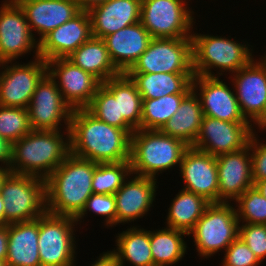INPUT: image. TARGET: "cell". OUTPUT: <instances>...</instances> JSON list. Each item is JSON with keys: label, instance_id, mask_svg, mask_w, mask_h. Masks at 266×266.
Wrapping results in <instances>:
<instances>
[{"label": "cell", "instance_id": "603a6c76", "mask_svg": "<svg viewBox=\"0 0 266 266\" xmlns=\"http://www.w3.org/2000/svg\"><path fill=\"white\" fill-rule=\"evenodd\" d=\"M141 0H108L91 8L92 36L104 39L140 21Z\"/></svg>", "mask_w": 266, "mask_h": 266}, {"label": "cell", "instance_id": "ee69618b", "mask_svg": "<svg viewBox=\"0 0 266 266\" xmlns=\"http://www.w3.org/2000/svg\"><path fill=\"white\" fill-rule=\"evenodd\" d=\"M8 251V225L0 226V260H6Z\"/></svg>", "mask_w": 266, "mask_h": 266}, {"label": "cell", "instance_id": "4dcf8cb0", "mask_svg": "<svg viewBox=\"0 0 266 266\" xmlns=\"http://www.w3.org/2000/svg\"><path fill=\"white\" fill-rule=\"evenodd\" d=\"M188 233L169 227L150 231L153 266H175L187 254Z\"/></svg>", "mask_w": 266, "mask_h": 266}, {"label": "cell", "instance_id": "e0dca14e", "mask_svg": "<svg viewBox=\"0 0 266 266\" xmlns=\"http://www.w3.org/2000/svg\"><path fill=\"white\" fill-rule=\"evenodd\" d=\"M224 80L201 75L193 77L192 89L200 99L203 115L229 122H248L240 111L232 82Z\"/></svg>", "mask_w": 266, "mask_h": 266}, {"label": "cell", "instance_id": "c3c4849f", "mask_svg": "<svg viewBox=\"0 0 266 266\" xmlns=\"http://www.w3.org/2000/svg\"><path fill=\"white\" fill-rule=\"evenodd\" d=\"M10 169L8 168H4V167H0V191H1V186L3 183V180L6 178V176L10 173Z\"/></svg>", "mask_w": 266, "mask_h": 266}, {"label": "cell", "instance_id": "60d3db41", "mask_svg": "<svg viewBox=\"0 0 266 266\" xmlns=\"http://www.w3.org/2000/svg\"><path fill=\"white\" fill-rule=\"evenodd\" d=\"M261 133L258 129L254 131L250 139V155L252 161V178L255 184L258 180L266 179V141L262 139L257 133ZM265 142V143H264Z\"/></svg>", "mask_w": 266, "mask_h": 266}, {"label": "cell", "instance_id": "7dc6e473", "mask_svg": "<svg viewBox=\"0 0 266 266\" xmlns=\"http://www.w3.org/2000/svg\"><path fill=\"white\" fill-rule=\"evenodd\" d=\"M5 225V210H4V201L0 193V226Z\"/></svg>", "mask_w": 266, "mask_h": 266}, {"label": "cell", "instance_id": "cb8c5ba5", "mask_svg": "<svg viewBox=\"0 0 266 266\" xmlns=\"http://www.w3.org/2000/svg\"><path fill=\"white\" fill-rule=\"evenodd\" d=\"M152 37L139 21L104 38L110 59L120 73H127L147 49Z\"/></svg>", "mask_w": 266, "mask_h": 266}, {"label": "cell", "instance_id": "ab89813d", "mask_svg": "<svg viewBox=\"0 0 266 266\" xmlns=\"http://www.w3.org/2000/svg\"><path fill=\"white\" fill-rule=\"evenodd\" d=\"M221 261L220 266H260L262 264L239 237L227 247Z\"/></svg>", "mask_w": 266, "mask_h": 266}, {"label": "cell", "instance_id": "8d00e7d4", "mask_svg": "<svg viewBox=\"0 0 266 266\" xmlns=\"http://www.w3.org/2000/svg\"><path fill=\"white\" fill-rule=\"evenodd\" d=\"M32 130L26 108L0 105V136L11 143Z\"/></svg>", "mask_w": 266, "mask_h": 266}, {"label": "cell", "instance_id": "277c9868", "mask_svg": "<svg viewBox=\"0 0 266 266\" xmlns=\"http://www.w3.org/2000/svg\"><path fill=\"white\" fill-rule=\"evenodd\" d=\"M222 36L201 34L193 29L191 39L194 75L210 77L232 75L254 59L253 46L246 40H241L240 43L231 36H228L229 38Z\"/></svg>", "mask_w": 266, "mask_h": 266}, {"label": "cell", "instance_id": "681fc988", "mask_svg": "<svg viewBox=\"0 0 266 266\" xmlns=\"http://www.w3.org/2000/svg\"><path fill=\"white\" fill-rule=\"evenodd\" d=\"M260 131H266V119L257 128Z\"/></svg>", "mask_w": 266, "mask_h": 266}, {"label": "cell", "instance_id": "6da1fadb", "mask_svg": "<svg viewBox=\"0 0 266 266\" xmlns=\"http://www.w3.org/2000/svg\"><path fill=\"white\" fill-rule=\"evenodd\" d=\"M70 153L95 163L130 161L131 135L108 125L87 109H75L70 118Z\"/></svg>", "mask_w": 266, "mask_h": 266}, {"label": "cell", "instance_id": "83f0119b", "mask_svg": "<svg viewBox=\"0 0 266 266\" xmlns=\"http://www.w3.org/2000/svg\"><path fill=\"white\" fill-rule=\"evenodd\" d=\"M66 58L92 74L101 83L121 74L112 63L106 43L102 38L92 36Z\"/></svg>", "mask_w": 266, "mask_h": 266}, {"label": "cell", "instance_id": "484cf974", "mask_svg": "<svg viewBox=\"0 0 266 266\" xmlns=\"http://www.w3.org/2000/svg\"><path fill=\"white\" fill-rule=\"evenodd\" d=\"M203 110L198 95L192 89L181 101L179 109L160 131L193 146L199 134Z\"/></svg>", "mask_w": 266, "mask_h": 266}, {"label": "cell", "instance_id": "d6986e66", "mask_svg": "<svg viewBox=\"0 0 266 266\" xmlns=\"http://www.w3.org/2000/svg\"><path fill=\"white\" fill-rule=\"evenodd\" d=\"M158 180L131 174L114 194L116 201V226L145 217L154 207Z\"/></svg>", "mask_w": 266, "mask_h": 266}, {"label": "cell", "instance_id": "8fae6325", "mask_svg": "<svg viewBox=\"0 0 266 266\" xmlns=\"http://www.w3.org/2000/svg\"><path fill=\"white\" fill-rule=\"evenodd\" d=\"M0 5V63L16 62L29 52H34L33 57H39V42L19 4L3 0Z\"/></svg>", "mask_w": 266, "mask_h": 266}, {"label": "cell", "instance_id": "4fadbf2b", "mask_svg": "<svg viewBox=\"0 0 266 266\" xmlns=\"http://www.w3.org/2000/svg\"><path fill=\"white\" fill-rule=\"evenodd\" d=\"M230 76L242 115L258 128L266 119V64L255 57Z\"/></svg>", "mask_w": 266, "mask_h": 266}, {"label": "cell", "instance_id": "816d5d0a", "mask_svg": "<svg viewBox=\"0 0 266 266\" xmlns=\"http://www.w3.org/2000/svg\"><path fill=\"white\" fill-rule=\"evenodd\" d=\"M261 59L264 61V63L266 64V53L264 52V56L261 55Z\"/></svg>", "mask_w": 266, "mask_h": 266}, {"label": "cell", "instance_id": "4316f807", "mask_svg": "<svg viewBox=\"0 0 266 266\" xmlns=\"http://www.w3.org/2000/svg\"><path fill=\"white\" fill-rule=\"evenodd\" d=\"M135 83L142 99L189 93L194 73H126Z\"/></svg>", "mask_w": 266, "mask_h": 266}, {"label": "cell", "instance_id": "5bb4252c", "mask_svg": "<svg viewBox=\"0 0 266 266\" xmlns=\"http://www.w3.org/2000/svg\"><path fill=\"white\" fill-rule=\"evenodd\" d=\"M27 110L32 130L70 129L73 110L48 72L38 82Z\"/></svg>", "mask_w": 266, "mask_h": 266}, {"label": "cell", "instance_id": "836d02e7", "mask_svg": "<svg viewBox=\"0 0 266 266\" xmlns=\"http://www.w3.org/2000/svg\"><path fill=\"white\" fill-rule=\"evenodd\" d=\"M131 174L130 161L97 163L91 185L93 193L115 194Z\"/></svg>", "mask_w": 266, "mask_h": 266}, {"label": "cell", "instance_id": "f907efd6", "mask_svg": "<svg viewBox=\"0 0 266 266\" xmlns=\"http://www.w3.org/2000/svg\"><path fill=\"white\" fill-rule=\"evenodd\" d=\"M0 266H8L6 261L4 260H0Z\"/></svg>", "mask_w": 266, "mask_h": 266}, {"label": "cell", "instance_id": "ba28073f", "mask_svg": "<svg viewBox=\"0 0 266 266\" xmlns=\"http://www.w3.org/2000/svg\"><path fill=\"white\" fill-rule=\"evenodd\" d=\"M77 226L75 218L71 216L46 211L39 217L38 249L41 266H76Z\"/></svg>", "mask_w": 266, "mask_h": 266}, {"label": "cell", "instance_id": "d4e9b609", "mask_svg": "<svg viewBox=\"0 0 266 266\" xmlns=\"http://www.w3.org/2000/svg\"><path fill=\"white\" fill-rule=\"evenodd\" d=\"M38 234L39 218L8 224V266H41Z\"/></svg>", "mask_w": 266, "mask_h": 266}, {"label": "cell", "instance_id": "7bdbcfd3", "mask_svg": "<svg viewBox=\"0 0 266 266\" xmlns=\"http://www.w3.org/2000/svg\"><path fill=\"white\" fill-rule=\"evenodd\" d=\"M90 266V265H89ZM91 266H121L115 253L110 250L100 254Z\"/></svg>", "mask_w": 266, "mask_h": 266}, {"label": "cell", "instance_id": "e575fe53", "mask_svg": "<svg viewBox=\"0 0 266 266\" xmlns=\"http://www.w3.org/2000/svg\"><path fill=\"white\" fill-rule=\"evenodd\" d=\"M91 114L97 119L126 130L130 135L135 131L123 117H119L118 98L103 85L101 84L90 105L86 108Z\"/></svg>", "mask_w": 266, "mask_h": 266}, {"label": "cell", "instance_id": "3957f363", "mask_svg": "<svg viewBox=\"0 0 266 266\" xmlns=\"http://www.w3.org/2000/svg\"><path fill=\"white\" fill-rule=\"evenodd\" d=\"M69 154V129L31 130L12 143L10 171L46 179Z\"/></svg>", "mask_w": 266, "mask_h": 266}, {"label": "cell", "instance_id": "f6af8a7d", "mask_svg": "<svg viewBox=\"0 0 266 266\" xmlns=\"http://www.w3.org/2000/svg\"><path fill=\"white\" fill-rule=\"evenodd\" d=\"M80 10L89 11L91 8L103 4L108 0H75Z\"/></svg>", "mask_w": 266, "mask_h": 266}, {"label": "cell", "instance_id": "5b68a950", "mask_svg": "<svg viewBox=\"0 0 266 266\" xmlns=\"http://www.w3.org/2000/svg\"><path fill=\"white\" fill-rule=\"evenodd\" d=\"M188 147L182 140L160 130H135L131 135L130 147L132 174L158 179L159 173L180 167Z\"/></svg>", "mask_w": 266, "mask_h": 266}, {"label": "cell", "instance_id": "9c48e42d", "mask_svg": "<svg viewBox=\"0 0 266 266\" xmlns=\"http://www.w3.org/2000/svg\"><path fill=\"white\" fill-rule=\"evenodd\" d=\"M190 1L141 0L140 22L152 38H191L197 28Z\"/></svg>", "mask_w": 266, "mask_h": 266}, {"label": "cell", "instance_id": "44dd1931", "mask_svg": "<svg viewBox=\"0 0 266 266\" xmlns=\"http://www.w3.org/2000/svg\"><path fill=\"white\" fill-rule=\"evenodd\" d=\"M91 37L92 27L89 13L81 10L39 42V57L45 61L66 58Z\"/></svg>", "mask_w": 266, "mask_h": 266}, {"label": "cell", "instance_id": "1f68e13d", "mask_svg": "<svg viewBox=\"0 0 266 266\" xmlns=\"http://www.w3.org/2000/svg\"><path fill=\"white\" fill-rule=\"evenodd\" d=\"M102 84L115 98H118L119 117H123L134 130H139L142 115V97L131 78L126 73H121Z\"/></svg>", "mask_w": 266, "mask_h": 266}, {"label": "cell", "instance_id": "7a4b0ae2", "mask_svg": "<svg viewBox=\"0 0 266 266\" xmlns=\"http://www.w3.org/2000/svg\"><path fill=\"white\" fill-rule=\"evenodd\" d=\"M96 165L70 153L45 179L47 212L75 218L93 194L91 185Z\"/></svg>", "mask_w": 266, "mask_h": 266}, {"label": "cell", "instance_id": "d6a6232c", "mask_svg": "<svg viewBox=\"0 0 266 266\" xmlns=\"http://www.w3.org/2000/svg\"><path fill=\"white\" fill-rule=\"evenodd\" d=\"M188 93H177L156 99H142L140 129L160 130L179 109L182 99Z\"/></svg>", "mask_w": 266, "mask_h": 266}, {"label": "cell", "instance_id": "2e32d148", "mask_svg": "<svg viewBox=\"0 0 266 266\" xmlns=\"http://www.w3.org/2000/svg\"><path fill=\"white\" fill-rule=\"evenodd\" d=\"M47 72L55 80L64 101L72 110L86 109L102 84L67 58L48 60Z\"/></svg>", "mask_w": 266, "mask_h": 266}, {"label": "cell", "instance_id": "ffe728a7", "mask_svg": "<svg viewBox=\"0 0 266 266\" xmlns=\"http://www.w3.org/2000/svg\"><path fill=\"white\" fill-rule=\"evenodd\" d=\"M219 184V203H234L253 186L250 142L242 150L216 156Z\"/></svg>", "mask_w": 266, "mask_h": 266}, {"label": "cell", "instance_id": "ac0fdd59", "mask_svg": "<svg viewBox=\"0 0 266 266\" xmlns=\"http://www.w3.org/2000/svg\"><path fill=\"white\" fill-rule=\"evenodd\" d=\"M183 189L203 196L210 203H219V184L216 157L189 146L181 159Z\"/></svg>", "mask_w": 266, "mask_h": 266}, {"label": "cell", "instance_id": "f35d334b", "mask_svg": "<svg viewBox=\"0 0 266 266\" xmlns=\"http://www.w3.org/2000/svg\"><path fill=\"white\" fill-rule=\"evenodd\" d=\"M239 238L258 259H266V224L239 223Z\"/></svg>", "mask_w": 266, "mask_h": 266}, {"label": "cell", "instance_id": "f1b7e54d", "mask_svg": "<svg viewBox=\"0 0 266 266\" xmlns=\"http://www.w3.org/2000/svg\"><path fill=\"white\" fill-rule=\"evenodd\" d=\"M116 249H112L121 266H153L150 230L133 224L115 236Z\"/></svg>", "mask_w": 266, "mask_h": 266}, {"label": "cell", "instance_id": "9a60e30c", "mask_svg": "<svg viewBox=\"0 0 266 266\" xmlns=\"http://www.w3.org/2000/svg\"><path fill=\"white\" fill-rule=\"evenodd\" d=\"M255 129L250 122H229L203 116L192 147L215 157L239 151L249 145Z\"/></svg>", "mask_w": 266, "mask_h": 266}, {"label": "cell", "instance_id": "7402d4cb", "mask_svg": "<svg viewBox=\"0 0 266 266\" xmlns=\"http://www.w3.org/2000/svg\"><path fill=\"white\" fill-rule=\"evenodd\" d=\"M22 8L30 30L40 42L81 10L75 0H12Z\"/></svg>", "mask_w": 266, "mask_h": 266}, {"label": "cell", "instance_id": "d590c367", "mask_svg": "<svg viewBox=\"0 0 266 266\" xmlns=\"http://www.w3.org/2000/svg\"><path fill=\"white\" fill-rule=\"evenodd\" d=\"M234 202L239 223L266 224V198L255 185Z\"/></svg>", "mask_w": 266, "mask_h": 266}, {"label": "cell", "instance_id": "bcb514c9", "mask_svg": "<svg viewBox=\"0 0 266 266\" xmlns=\"http://www.w3.org/2000/svg\"><path fill=\"white\" fill-rule=\"evenodd\" d=\"M254 185L260 191L262 196L266 198V179L258 180Z\"/></svg>", "mask_w": 266, "mask_h": 266}, {"label": "cell", "instance_id": "b9f144b4", "mask_svg": "<svg viewBox=\"0 0 266 266\" xmlns=\"http://www.w3.org/2000/svg\"><path fill=\"white\" fill-rule=\"evenodd\" d=\"M12 159V143L0 136V167L10 169Z\"/></svg>", "mask_w": 266, "mask_h": 266}, {"label": "cell", "instance_id": "52a82bcc", "mask_svg": "<svg viewBox=\"0 0 266 266\" xmlns=\"http://www.w3.org/2000/svg\"><path fill=\"white\" fill-rule=\"evenodd\" d=\"M5 225L36 220L46 210V180L32 175L9 173L0 191Z\"/></svg>", "mask_w": 266, "mask_h": 266}, {"label": "cell", "instance_id": "8992f818", "mask_svg": "<svg viewBox=\"0 0 266 266\" xmlns=\"http://www.w3.org/2000/svg\"><path fill=\"white\" fill-rule=\"evenodd\" d=\"M202 259L211 258L227 247L239 235V220L233 203H210L195 227L188 233Z\"/></svg>", "mask_w": 266, "mask_h": 266}, {"label": "cell", "instance_id": "30bf717a", "mask_svg": "<svg viewBox=\"0 0 266 266\" xmlns=\"http://www.w3.org/2000/svg\"><path fill=\"white\" fill-rule=\"evenodd\" d=\"M194 73L191 38H152L127 73Z\"/></svg>", "mask_w": 266, "mask_h": 266}, {"label": "cell", "instance_id": "7c38bea8", "mask_svg": "<svg viewBox=\"0 0 266 266\" xmlns=\"http://www.w3.org/2000/svg\"><path fill=\"white\" fill-rule=\"evenodd\" d=\"M32 60L0 63V105L27 109L38 82L47 73V61L41 57Z\"/></svg>", "mask_w": 266, "mask_h": 266}, {"label": "cell", "instance_id": "f546056e", "mask_svg": "<svg viewBox=\"0 0 266 266\" xmlns=\"http://www.w3.org/2000/svg\"><path fill=\"white\" fill-rule=\"evenodd\" d=\"M209 204L203 196L181 188L171 200L164 224L189 233Z\"/></svg>", "mask_w": 266, "mask_h": 266}, {"label": "cell", "instance_id": "74e56055", "mask_svg": "<svg viewBox=\"0 0 266 266\" xmlns=\"http://www.w3.org/2000/svg\"><path fill=\"white\" fill-rule=\"evenodd\" d=\"M93 213L103 219L104 227H116V201L114 194L93 193L86 201L81 212L75 217L77 224L84 222L87 213ZM83 220V221H82ZM79 222V223H78Z\"/></svg>", "mask_w": 266, "mask_h": 266}]
</instances>
